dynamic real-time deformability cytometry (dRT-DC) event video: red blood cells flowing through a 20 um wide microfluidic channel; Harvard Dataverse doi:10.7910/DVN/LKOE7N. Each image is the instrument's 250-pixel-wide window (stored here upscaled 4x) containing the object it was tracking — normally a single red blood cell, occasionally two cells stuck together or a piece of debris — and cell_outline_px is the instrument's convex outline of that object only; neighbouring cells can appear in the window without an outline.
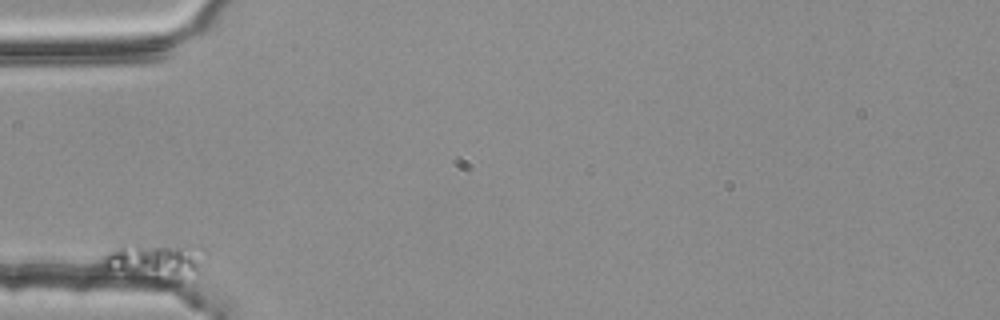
{"species": "common noctule bat (a hibernating species)", "species_latin": "Nyctalus noctula", "temperature_condition": "room temperature", "stored_images_in_passage": 44, "camera_frame_rate_fps": 3000, "um_per_image_px": 0.085, "animal": {"sex": "female", "body_mass_g": 25.1}, "frame": {"image": 1, "passage_image": 1, "time_ms": 0.0, "image_size_px": [1000, 320], "cell_outline_px": [[204, 248], [200, 272], [192, 284], [172, 284], [104, 272], [100, 268], [100, 260], [112, 248], [120, 244], [132, 240], [200, 244]], "centroid_in_image_um": [13.2, 22.2], "position_along_channel_um": 71.8, "area_um2": 25.78}}
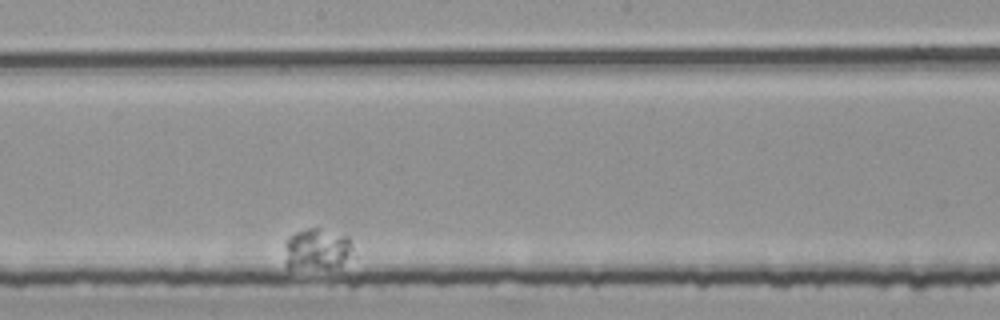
{"frame": {"image": 2, "passage_image": 26, "time_ms": 8.333, "image_size_px": [1000, 320], "cell_outline_px": [[356, 256], [340, 264], [328, 268], [288, 268], [284, 264], [284, 240], [288, 236], [296, 232], [308, 228], [320, 228], [348, 236], [352, 244]], "centroid_in_image_um": [26.94, 21.17], "position_along_channel_um": 221.3, "area_um2": 17.05}}